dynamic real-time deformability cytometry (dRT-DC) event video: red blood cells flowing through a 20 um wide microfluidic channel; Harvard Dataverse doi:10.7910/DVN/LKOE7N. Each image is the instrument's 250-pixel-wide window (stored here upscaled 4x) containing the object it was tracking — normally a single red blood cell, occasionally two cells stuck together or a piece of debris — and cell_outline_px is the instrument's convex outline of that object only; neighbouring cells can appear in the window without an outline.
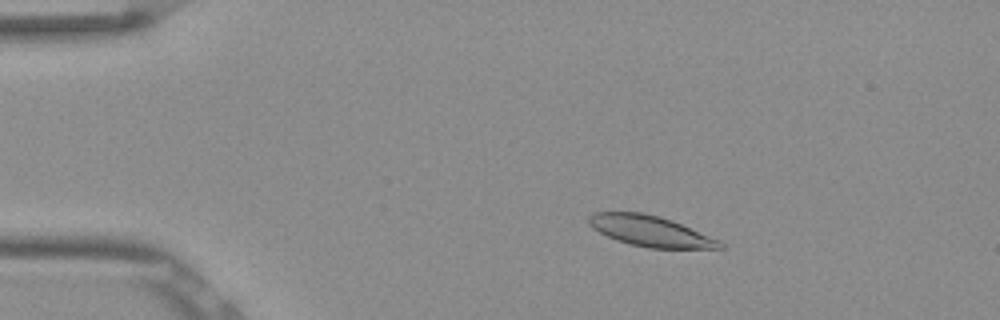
{"species": "Egyptian fruit bat (a non-hibernating species)", "species_latin": "Rousettus aegyptiacus", "temperature_condition": "room temperature", "stored_images_in_passage": 54, "camera_frame_rate_fps": 3000, "um_per_image_px": 0.085, "frame": {"image": 1, "passage_image": 10, "time_ms": 3.0, "image_size_px": [1000, 320], "cell_outline_px": [[724, 248], [648, 248], [616, 240], [592, 228], [588, 224], [588, 216], [592, 212], [644, 212], [660, 216], [672, 220], [720, 240], [724, 244]], "centroid_in_image_um": [55.27, 19.63], "position_along_channel_um": 29.7, "area_um2": 23.47}}
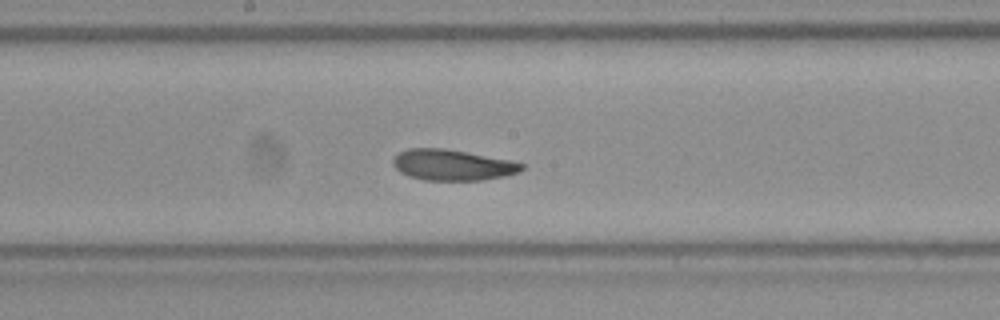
{"frame": {"image": 2, "passage_image": 29, "time_ms": 9.333, "image_size_px": [1000, 320], "cell_outline_px": [[524, 168], [516, 172], [504, 176], [484, 180], [424, 180], [408, 176], [400, 172], [392, 164], [392, 160], [400, 152], [408, 148], [444, 148], [508, 160], [524, 164]], "centroid_in_image_um": [38.41, 14.03], "position_along_channel_um": 209.8, "area_um2": 22.89}}
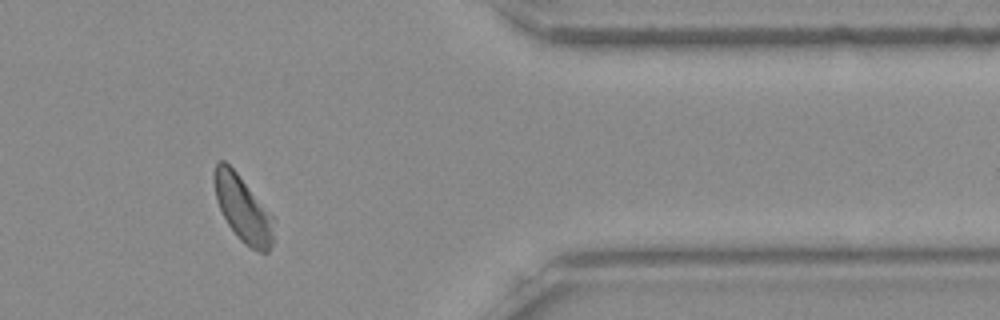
{"frame": {"image": 3, "passage_image": 45, "time_ms": 14.667, "image_size_px": [1000, 320], "cell_outline_px": [[276, 220], [272, 244], [268, 252], [260, 252], [244, 244], [240, 240], [228, 224], [216, 200], [212, 180], [212, 172], [216, 160], [224, 160], [236, 172], [276, 216]], "centroid_in_image_um": [20.67, 17.72], "position_along_channel_um": 390.7, "area_um2": 23.58}, "authors_computed_cell_mechanics": {"area_um2": 23.6113, "velocity_mm_per_s": 3.7901, "shape_relaxation_time_tau1_ms": 3.7891, "shape_relaxation_time_tau2_ms": 3.2729, "deformation_change_tau1": 0.1067, "deformation_change_tau2": 0.0994}}